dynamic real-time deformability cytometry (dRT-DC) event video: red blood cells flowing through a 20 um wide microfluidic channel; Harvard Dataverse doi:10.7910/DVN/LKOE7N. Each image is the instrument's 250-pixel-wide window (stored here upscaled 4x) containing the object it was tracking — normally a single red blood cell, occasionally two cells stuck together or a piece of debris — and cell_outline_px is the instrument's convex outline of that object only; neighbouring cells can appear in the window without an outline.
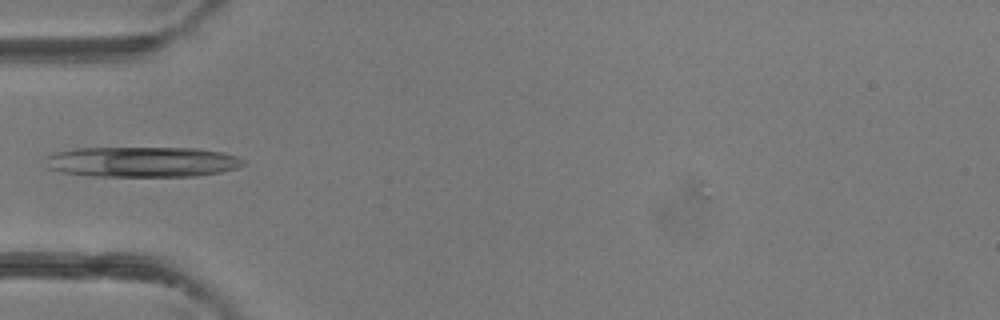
{"species": "common noctule bat (a hibernating species)", "species_latin": "Nyctalus noctula", "temperature_condition": "room temperature", "stored_images_in_passage": 4, "camera_frame_rate_fps": 3000, "um_per_image_px": 0.085, "animal": {"sex": "female"}, "frame": {"image": 1, "passage_image": 4, "time_ms": 4.0, "image_size_px": [1000, 320], "cell_outline_px": [[244, 164], [236, 168], [220, 172], [196, 176], [92, 176], [60, 172], [44, 168], [44, 156], [56, 152], [72, 148], [196, 148], [220, 152], [236, 156], [244, 160]], "centroid_in_image_um": [11.98, 13.76], "position_along_channel_um": 73.0, "area_um2": 35.32}}